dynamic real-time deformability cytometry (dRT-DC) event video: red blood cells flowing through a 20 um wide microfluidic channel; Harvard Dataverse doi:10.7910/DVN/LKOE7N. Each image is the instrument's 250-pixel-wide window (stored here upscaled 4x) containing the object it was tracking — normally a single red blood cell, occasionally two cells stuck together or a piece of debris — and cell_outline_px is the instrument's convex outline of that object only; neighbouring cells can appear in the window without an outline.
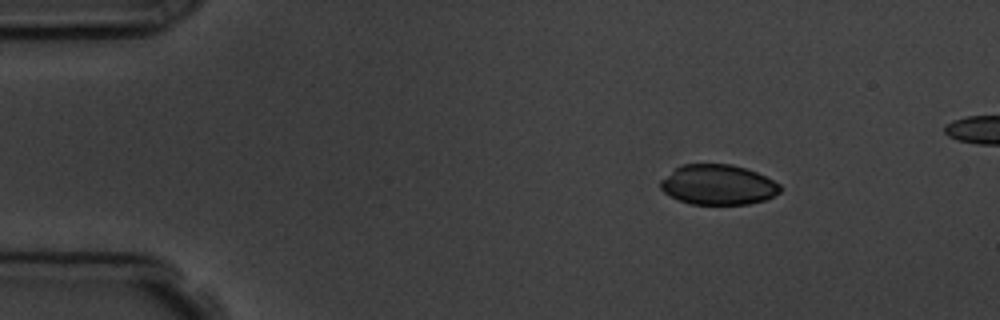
{"species": "common noctule bat (a hibernating species)", "species_latin": "Nyctalus noctula", "temperature_condition": "room temperature", "stored_images_in_passage": 5, "camera_frame_rate_fps": 3000, "um_per_image_px": 0.085, "animal": {"sex": "male", "body_mass_g": 19.5, "forearm_length_mm": 54.6}, "frame": {"image": 1, "passage_image": 2, "time_ms": 1.0, "image_size_px": [1000, 320], "cell_outline_px": [[780, 192], [764, 200], [748, 204], [692, 204], [668, 196], [660, 188], [660, 180], [680, 164], [732, 164], [756, 172], [780, 184]], "centroid_in_image_um": [61.0, 15.7], "position_along_channel_um": 24.0, "area_um2": 27.86}}